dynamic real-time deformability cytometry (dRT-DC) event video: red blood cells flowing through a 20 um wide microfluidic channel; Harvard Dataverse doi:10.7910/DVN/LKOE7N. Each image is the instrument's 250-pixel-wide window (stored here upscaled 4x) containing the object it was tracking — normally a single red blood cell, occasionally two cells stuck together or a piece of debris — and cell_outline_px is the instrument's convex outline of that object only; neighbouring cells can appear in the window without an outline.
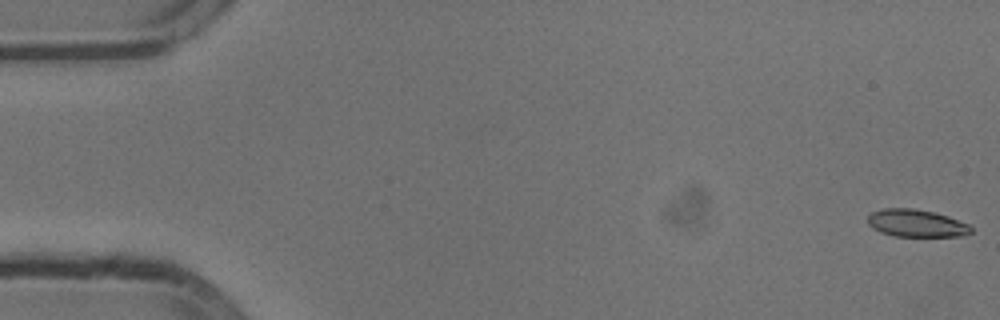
{"species": "common noctule bat (a hibernating species)", "species_latin": "Nyctalus noctula", "temperature_condition": "cold", "stored_images_in_passage": 54, "camera_frame_rate_fps": 3000, "um_per_image_px": 0.085, "animal": {"sex": "male", "body_mass_g": 13.3}, "frame": {"image": 1, "passage_image": 1, "time_ms": 0.0, "image_size_px": [1000, 320], "cell_outline_px": [[972, 232], [960, 236], [896, 236], [880, 232], [872, 228], [868, 224], [868, 216], [872, 212], [884, 208], [916, 208], [948, 216], [968, 224], [972, 228]], "centroid_in_image_um": [77.87, 18.97], "position_along_channel_um": 7.1, "area_um2": 16.47}}
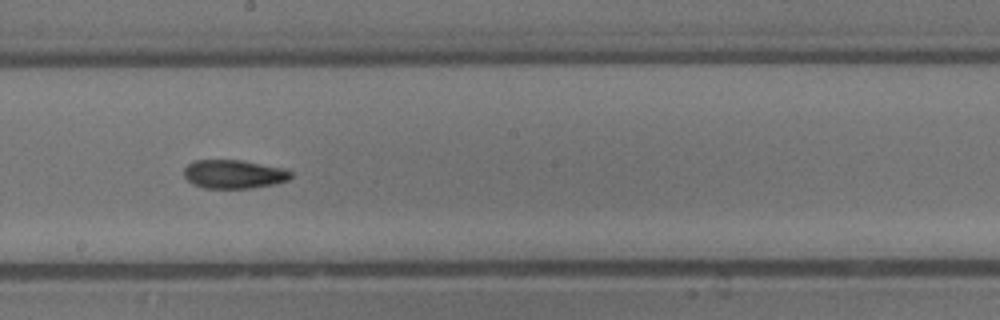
{"frame": {"image": 2, "passage_image": 30, "time_ms": 9.667, "image_size_px": [1000, 320], "cell_outline_px": [[292, 176], [288, 180], [276, 184], [252, 188], [204, 188], [192, 184], [184, 176], [184, 168], [192, 160], [240, 160], [284, 168], [292, 172]], "centroid_in_image_um": [19.88, 14.8], "position_along_channel_um": 228.3, "area_um2": 17.98}}
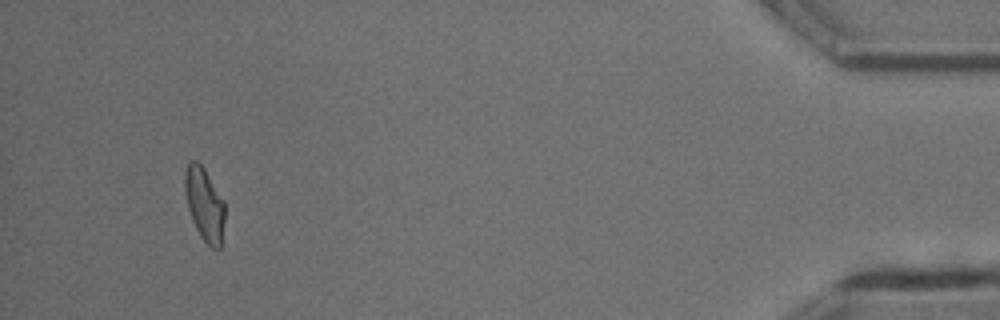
{"frame": {"image": 3, "passage_image": 51, "time_ms": 16.667, "image_size_px": [1000, 320], "cell_outline_px": [[224, 220], [220, 248], [212, 248], [200, 236], [192, 220], [188, 208], [184, 188], [184, 172], [188, 160], [196, 160], [204, 168], [224, 200]], "centroid_in_image_um": [17.36, 17.31], "position_along_channel_um": 417.8, "area_um2": 17.05}, "authors_computed_cell_mechanics": {"area_um2": 17.5134, "velocity_mm_per_s": 3.8009, "shape_relaxation_time_tau1_ms": 4.6432, "shape_relaxation_time_tau2_ms": 4.5829, "deformation_change_tau1": 0.1478, "deformation_change_tau2": 0.0965}}